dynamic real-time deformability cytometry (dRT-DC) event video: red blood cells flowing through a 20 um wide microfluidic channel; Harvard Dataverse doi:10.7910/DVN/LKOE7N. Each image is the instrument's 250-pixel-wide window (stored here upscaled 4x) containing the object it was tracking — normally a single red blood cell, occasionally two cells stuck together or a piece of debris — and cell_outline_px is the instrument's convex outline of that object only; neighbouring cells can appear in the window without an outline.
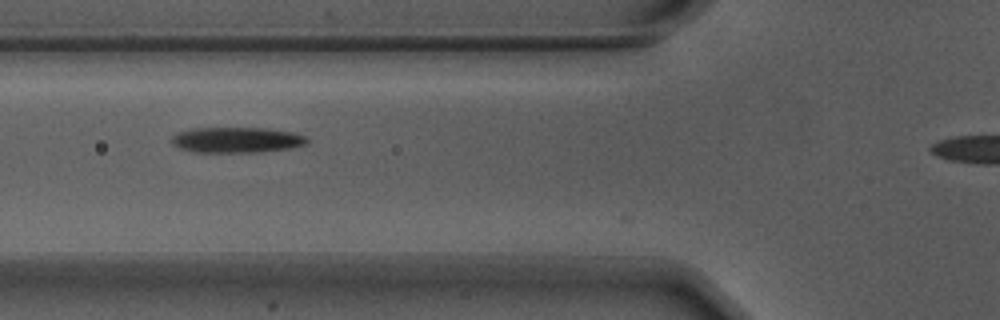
{"species": "Egyptian fruit bat (a non-hibernating species)", "species_latin": "Rousettus aegyptiacus", "temperature_condition": "warm", "stored_images_in_passage": 4, "camera_frame_rate_fps": 3000, "um_per_image_px": 0.085, "animal": {"sex": "male"}, "frame": {"image": 1, "passage_image": 2, "time_ms": 0.333, "image_size_px": [1000, 320], "cell_outline_px": [[308, 144], [292, 148], [260, 152], [192, 152], [180, 148], [172, 144], [172, 136], [180, 132], [192, 128], [268, 128], [296, 132], [308, 136]], "centroid_in_image_um": [20.2, 11.89], "position_along_channel_um": 105.6, "area_um2": 20.46}}